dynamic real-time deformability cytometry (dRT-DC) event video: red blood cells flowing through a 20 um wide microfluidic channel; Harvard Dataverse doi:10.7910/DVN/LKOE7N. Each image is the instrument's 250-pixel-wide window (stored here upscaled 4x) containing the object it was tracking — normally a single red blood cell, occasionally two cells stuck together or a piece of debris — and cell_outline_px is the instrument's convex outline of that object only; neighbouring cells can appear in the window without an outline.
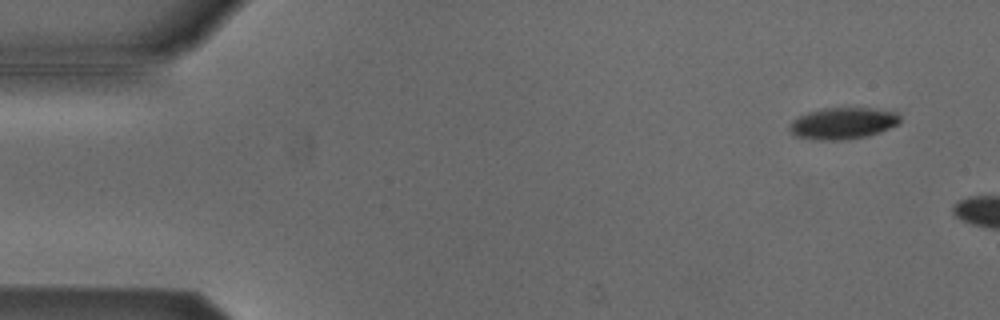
{"species": "Egyptian fruit bat (a non-hibernating species)", "species_latin": "Rousettus aegyptiacus", "temperature_condition": "cold", "stored_images_in_passage": 11, "camera_frame_rate_fps": 3000, "um_per_image_px": 0.085, "animal": {"sex": "male"}, "frame": {"image": 1, "passage_image": 4, "time_ms": 1.0, "image_size_px": [1000, 320], "cell_outline_px": [[900, 120], [896, 124], [888, 128], [864, 136], [840, 140], [824, 140], [796, 136], [788, 128], [792, 120], [808, 112], [824, 108], [872, 108], [896, 112], [900, 116]], "centroid_in_image_um": [71.62, 10.46], "position_along_channel_um": 13.4, "area_um2": 19.83}}